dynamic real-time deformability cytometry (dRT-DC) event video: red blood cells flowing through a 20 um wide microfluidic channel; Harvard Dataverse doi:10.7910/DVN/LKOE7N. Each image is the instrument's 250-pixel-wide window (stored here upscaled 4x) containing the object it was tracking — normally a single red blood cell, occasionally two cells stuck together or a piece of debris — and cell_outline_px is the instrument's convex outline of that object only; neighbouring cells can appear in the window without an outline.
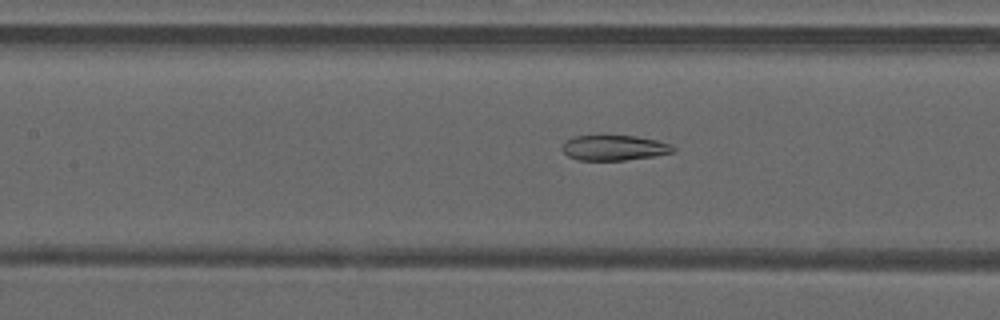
{"species": "common noctule bat (a hibernating species)", "species_latin": "Nyctalus noctula", "temperature_condition": "warm", "stored_images_in_passage": 37, "camera_frame_rate_fps": 3000, "um_per_image_px": 0.085, "animal": {"sex": "male", "forearm_length_mm": 52.5}, "frame": {"image": 1, "passage_image": 11, "time_ms": 3.333, "image_size_px": [1000, 320], "cell_outline_px": [[676, 152], [656, 156], [624, 160], [576, 160], [568, 156], [560, 148], [564, 140], [572, 136], [604, 132], [636, 136], [656, 140], [672, 144], [676, 148]], "centroid_in_image_um": [52.16, 12.5], "position_along_channel_um": 155.2, "area_um2": 17.51}}
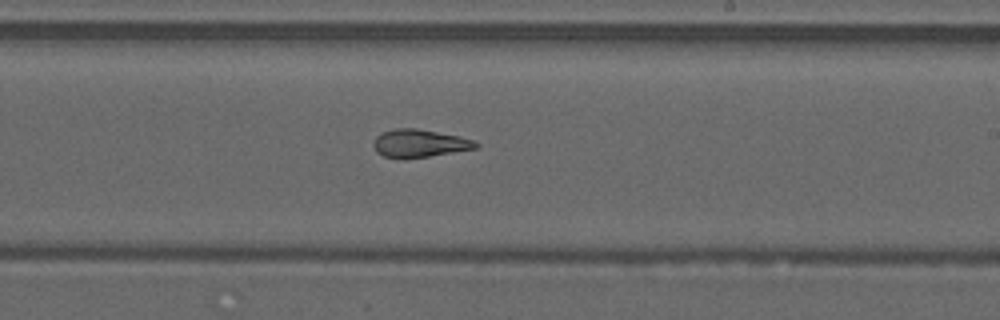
{"frame": {"image": 2, "passage_image": 18, "time_ms": 5.667, "image_size_px": [1000, 320], "cell_outline_px": [[480, 144], [476, 148], [404, 160], [400, 160], [384, 156], [376, 152], [372, 144], [376, 136], [392, 128], [416, 128], [460, 136], [476, 140]], "centroid_in_image_um": [35.63, 12.19], "position_along_channel_um": 253.4, "area_um2": 16.88}}
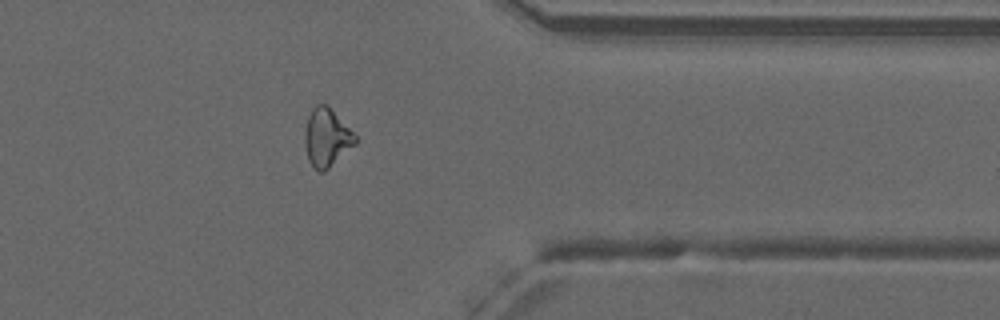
{"frame": {"image": 3, "passage_image": 28, "time_ms": 9.0, "image_size_px": [1000, 320], "cell_outline_px": [[356, 144], [324, 172], [320, 172], [308, 160], [304, 144], [304, 132], [308, 116], [312, 108], [316, 104], [328, 104], [356, 136]], "centroid_in_image_um": [27.75, 11.67], "position_along_channel_um": 383.7, "area_um2": 17.11}, "authors_computed_cell_mechanics": {"area_um2": 17.1088, "velocity_mm_per_s": 4.2289, "shape_relaxation_time_tau1_ms": null, "shape_relaxation_time_tau2_ms": 2.7288, "deformation_change_tau1": null, "deformation_change_tau2": 0.0967}}